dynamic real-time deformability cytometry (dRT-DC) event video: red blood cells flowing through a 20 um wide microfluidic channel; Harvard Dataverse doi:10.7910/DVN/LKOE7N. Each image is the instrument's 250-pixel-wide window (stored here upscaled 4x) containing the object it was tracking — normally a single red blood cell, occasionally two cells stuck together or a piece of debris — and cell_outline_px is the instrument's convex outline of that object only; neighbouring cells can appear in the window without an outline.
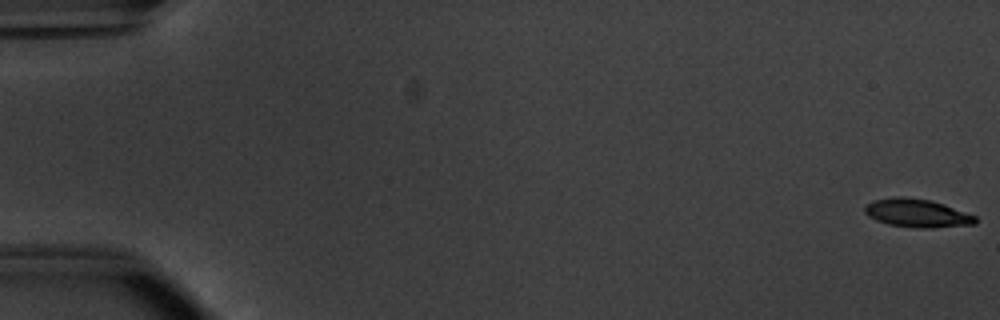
{"species": "common noctule bat (a hibernating species)", "species_latin": "Nyctalus noctula", "temperature_condition": "warm", "stored_images_in_passage": 18, "camera_frame_rate_fps": 3000, "um_per_image_px": 0.085, "animal": {"sex": "male", "body_mass_g": 20.1, "forearm_length_mm": 53.5}, "frame": {"image": 1, "passage_image": 1, "time_ms": 0.0, "image_size_px": [1000, 320], "cell_outline_px": [[976, 224], [932, 228], [916, 228], [888, 224], [876, 220], [868, 216], [864, 212], [864, 208], [872, 200], [892, 196], [900, 196], [928, 200], [944, 204], [976, 216]], "centroid_in_image_um": [77.93, 18.11], "position_along_channel_um": 7.1, "area_um2": 18.26}}